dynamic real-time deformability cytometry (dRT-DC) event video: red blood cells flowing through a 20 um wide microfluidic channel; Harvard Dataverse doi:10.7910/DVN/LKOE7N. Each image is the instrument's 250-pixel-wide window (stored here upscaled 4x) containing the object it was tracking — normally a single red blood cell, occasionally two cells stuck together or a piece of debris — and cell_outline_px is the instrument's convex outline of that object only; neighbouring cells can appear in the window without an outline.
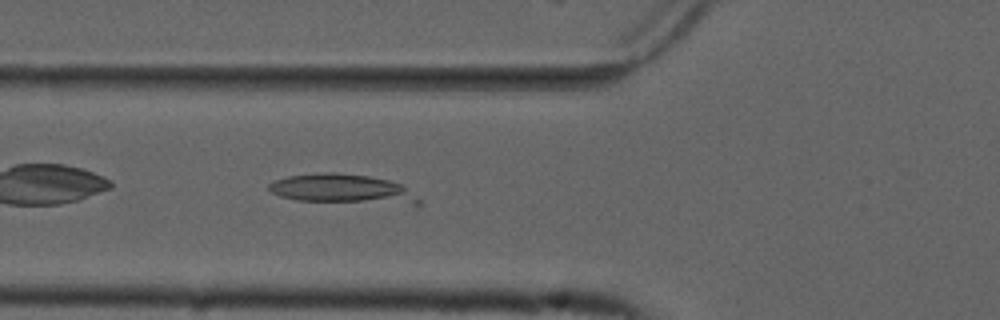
{"species": "common noctule bat (a hibernating species)", "species_latin": "Nyctalus noctula", "temperature_condition": "cold", "stored_images_in_passage": 16, "camera_frame_rate_fps": 3000, "um_per_image_px": 0.085, "animal": {"sex": "male", "forearm_length_mm": 52.5}, "frame": {"image": 1, "passage_image": 4, "time_ms": 1.0, "image_size_px": [1000, 320], "cell_outline_px": [[420, 204], [416, 204], [296, 200], [280, 196], [272, 192], [268, 188], [268, 184], [276, 180], [288, 176], [320, 172], [336, 172], [368, 176], [388, 180], [404, 184], [420, 200]], "centroid_in_image_um": [29.11, 16.04], "position_along_channel_um": 96.7, "area_um2": 25.37}}
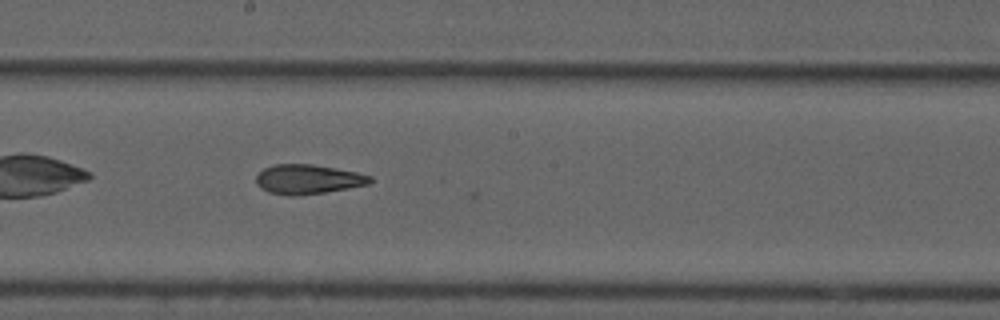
{"frame": {"image": 2, "passage_image": 14, "time_ms": 4.333, "image_size_px": [1000, 320], "cell_outline_px": [[372, 180], [368, 184], [348, 188], [324, 192], [296, 196], [292, 196], [268, 192], [260, 188], [256, 184], [256, 176], [264, 168], [276, 164], [312, 164], [356, 172], [372, 176]], "centroid_in_image_um": [26.15, 15.24], "position_along_channel_um": 222.1, "area_um2": 19.48}}